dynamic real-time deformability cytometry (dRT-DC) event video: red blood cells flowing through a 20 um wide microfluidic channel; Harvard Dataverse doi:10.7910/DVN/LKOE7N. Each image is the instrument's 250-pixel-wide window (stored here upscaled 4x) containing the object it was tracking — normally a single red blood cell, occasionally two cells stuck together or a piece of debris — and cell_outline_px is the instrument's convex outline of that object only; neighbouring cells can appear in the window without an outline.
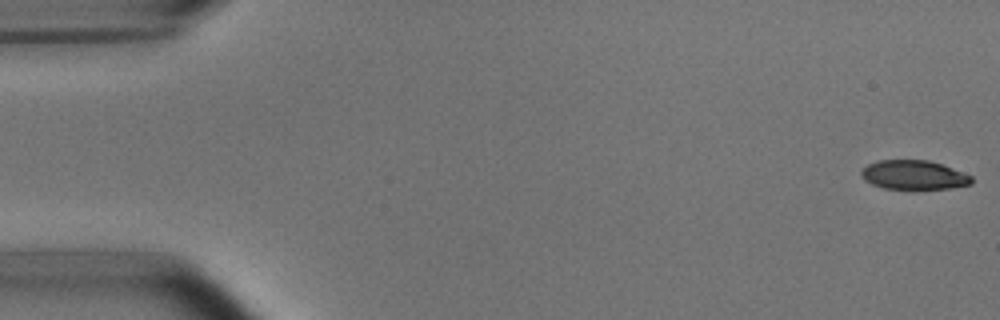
{"species": "common noctule bat (a hibernating species)", "species_latin": "Nyctalus noctula", "temperature_condition": "room temperature", "stored_images_in_passage": 53, "camera_frame_rate_fps": 3000, "um_per_image_px": 0.085, "animal": {"sex": "male", "body_mass_g": 15.6}, "frame": {"image": 1, "passage_image": 1, "time_ms": 0.0, "image_size_px": [1000, 320], "cell_outline_px": [[972, 184], [948, 188], [884, 188], [872, 184], [864, 180], [860, 176], [860, 172], [868, 164], [880, 160], [928, 160], [952, 168], [972, 176]], "centroid_in_image_um": [77.65, 14.86], "position_along_channel_um": 7.4, "area_um2": 18.44}}
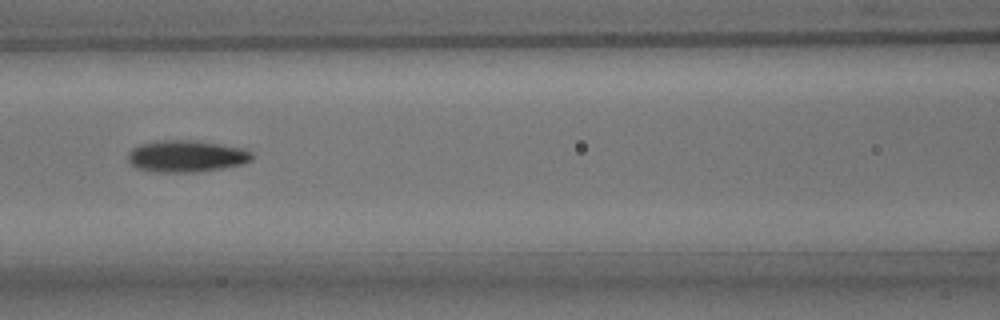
{"frame": {"image": 2, "passage_image": 23, "time_ms": 7.333, "image_size_px": [1000, 320], "cell_outline_px": [[252, 160], [244, 164], [196, 172], [152, 172], [136, 168], [128, 160], [128, 152], [132, 148], [140, 144], [156, 140], [196, 140], [244, 148], [252, 152]], "centroid_in_image_um": [15.83, 13.27], "position_along_channel_um": 150.8, "area_um2": 23.18}}
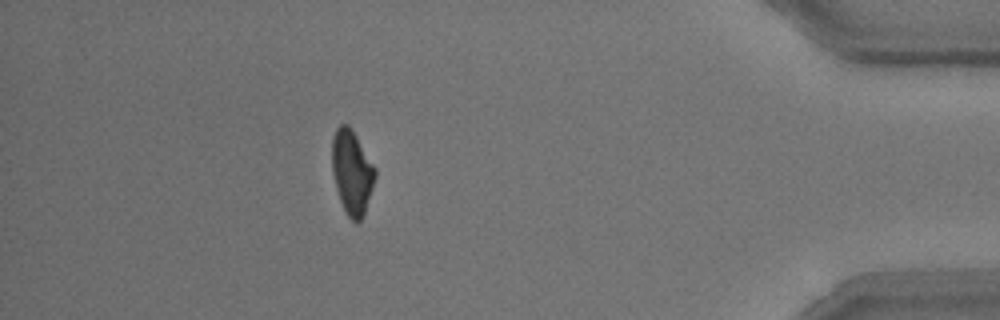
{"frame": {"image": 3, "passage_image": 47, "time_ms": 15.333, "image_size_px": [1000, 320], "cell_outline_px": [[376, 176], [364, 212], [360, 220], [352, 220], [348, 216], [340, 200], [336, 188], [332, 172], [332, 136], [336, 128], [340, 124], [348, 124], [352, 128], [376, 168]], "centroid_in_image_um": [29.9, 14.56], "position_along_channel_um": 405.3, "area_um2": 20.98}, "authors_computed_cell_mechanics": {"area_um2": 21.5594, "velocity_mm_per_s": 3.7921, "shape_relaxation_time_tau1_ms": 3.8073, "shape_relaxation_time_tau2_ms": 3.4844, "deformation_change_tau1": 0.1446, "deformation_change_tau2": 0.0981}}